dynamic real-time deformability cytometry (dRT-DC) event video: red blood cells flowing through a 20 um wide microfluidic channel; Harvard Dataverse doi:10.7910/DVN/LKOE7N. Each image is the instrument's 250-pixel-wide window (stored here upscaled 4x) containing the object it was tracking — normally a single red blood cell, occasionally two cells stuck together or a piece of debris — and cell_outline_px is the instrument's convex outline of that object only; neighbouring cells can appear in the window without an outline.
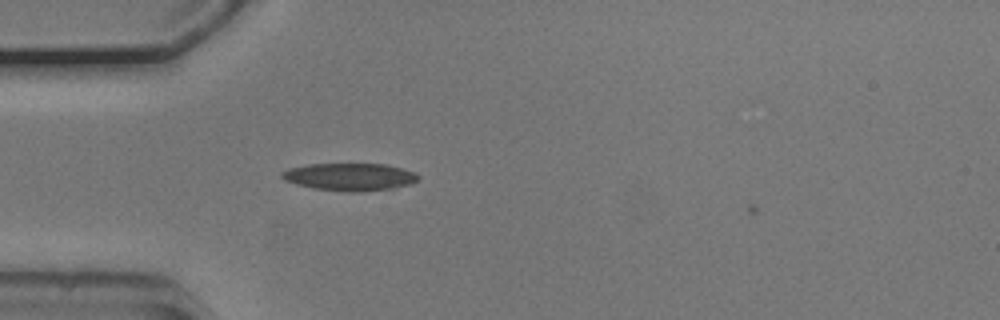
{"species": "common noctule bat (a hibernating species)", "species_latin": "Nyctalus noctula", "temperature_condition": "cold", "stored_images_in_passage": 2, "camera_frame_rate_fps": 3000, "um_per_image_px": 0.085, "animal": {"sex": "male", "body_mass_g": 20.5, "forearm_length_mm": 52.5}, "frame": {"image": 1, "passage_image": 1, "time_ms": 0.0, "image_size_px": [1000, 320], "cell_outline_px": [[420, 176], [412, 184], [392, 188], [356, 192], [348, 192], [312, 188], [296, 184], [284, 180], [280, 176], [280, 172], [288, 168], [308, 164], [388, 164], [416, 172]], "centroid_in_image_um": [29.72, 15.03], "position_along_channel_um": 55.3, "area_um2": 22.02}}